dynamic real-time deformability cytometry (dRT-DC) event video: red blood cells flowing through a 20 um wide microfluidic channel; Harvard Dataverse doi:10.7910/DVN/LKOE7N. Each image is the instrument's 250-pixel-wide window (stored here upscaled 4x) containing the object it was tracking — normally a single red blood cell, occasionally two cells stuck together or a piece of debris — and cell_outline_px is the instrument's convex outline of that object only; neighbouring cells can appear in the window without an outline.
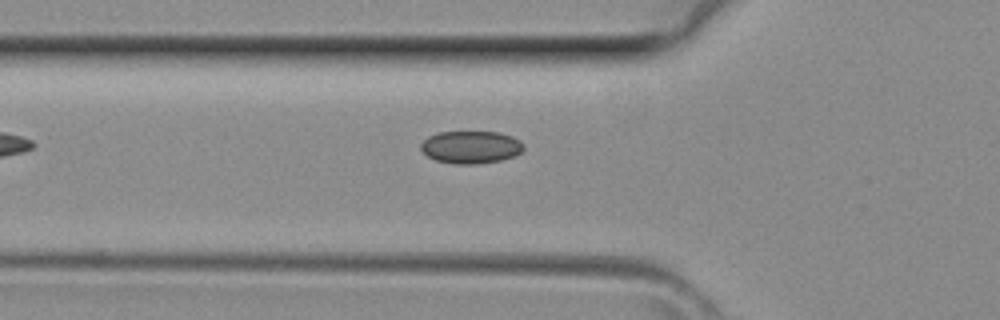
{"species": "common noctule bat (a hibernating species)", "species_latin": "Nyctalus noctula", "temperature_condition": "room temperature", "stored_images_in_passage": 2, "camera_frame_rate_fps": 3000, "um_per_image_px": 0.085, "animal": {"sex": "female", "body_mass_g": 29.2, "forearm_length_mm": 56.3}, "frame": {"image": 1, "passage_image": 2, "time_ms": 0.333, "image_size_px": [1000, 320], "cell_outline_px": [[524, 148], [520, 152], [512, 156], [500, 160], [476, 164], [456, 164], [436, 160], [428, 156], [420, 148], [420, 144], [428, 136], [440, 132], [500, 132], [512, 136], [520, 140], [524, 144]], "centroid_in_image_um": [40.03, 12.5], "position_along_channel_um": 85.8, "area_um2": 19.42}}